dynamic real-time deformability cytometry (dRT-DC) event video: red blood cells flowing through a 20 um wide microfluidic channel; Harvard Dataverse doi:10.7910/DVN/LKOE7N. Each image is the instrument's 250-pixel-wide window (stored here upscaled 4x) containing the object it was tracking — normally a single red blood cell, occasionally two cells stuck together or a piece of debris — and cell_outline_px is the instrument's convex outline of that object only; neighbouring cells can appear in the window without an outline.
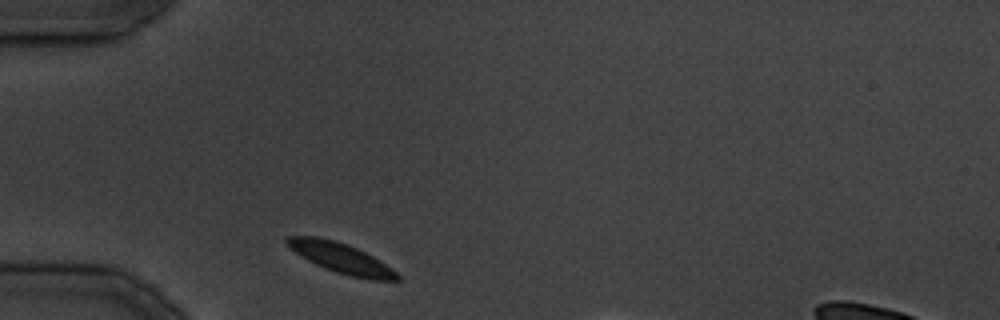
{"species": "common noctule bat (a hibernating species)", "species_latin": "Nyctalus noctula", "temperature_condition": "cold", "stored_images_in_passage": 8, "segment_of_instrument_passage": [1, 2], "camera_frame_rate_fps": 3000, "um_per_image_px": 0.085, "animal": {"sex": "male", "body_mass_g": 19.5, "forearm_length_mm": 54.6}, "frame": {"image": 1, "passage_image": 1, "time_ms": 0.0, "image_size_px": [1000, 320], "cell_outline_px": [[400, 280], [372, 280], [348, 276], [324, 268], [300, 256], [284, 244], [284, 240], [288, 236], [316, 236], [336, 240], [348, 244], [380, 260], [392, 268], [400, 276]], "centroid_in_image_um": [28.96, 21.93], "position_along_channel_um": 56.0, "area_um2": 19.48}}
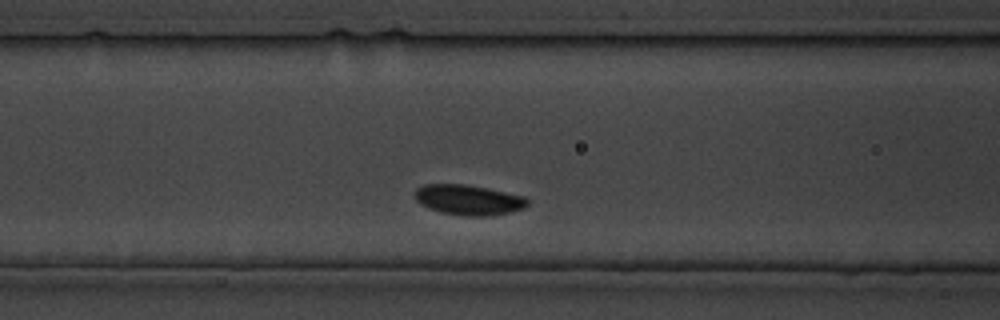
{"frame": {"image": 2, "passage_image": 6, "time_ms": 5.667, "image_size_px": [1000, 320], "cell_outline_px": [[528, 204], [524, 208], [508, 212], [488, 216], [464, 216], [440, 212], [428, 208], [420, 204], [416, 200], [416, 188], [424, 184], [464, 184], [488, 188], [524, 196], [528, 200]], "centroid_in_image_um": [39.81, 16.99], "position_along_channel_um": 126.8, "area_um2": 19.83}}